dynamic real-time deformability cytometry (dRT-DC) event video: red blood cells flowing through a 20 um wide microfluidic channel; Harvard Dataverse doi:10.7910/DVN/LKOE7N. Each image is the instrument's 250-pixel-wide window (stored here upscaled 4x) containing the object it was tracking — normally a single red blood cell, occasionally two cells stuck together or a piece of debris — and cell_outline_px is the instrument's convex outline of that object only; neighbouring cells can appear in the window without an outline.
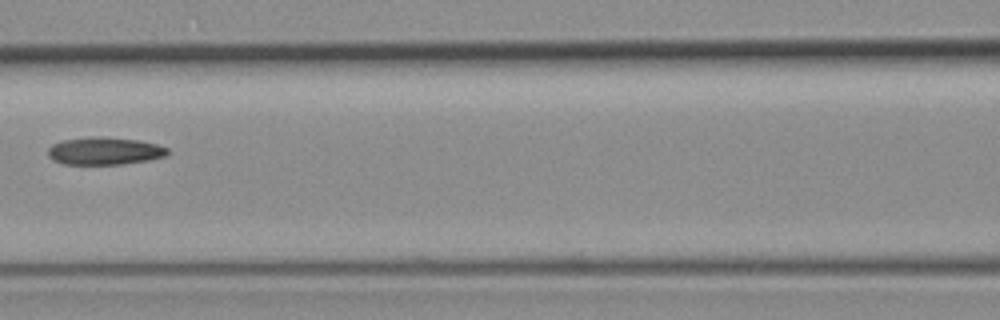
{"species": "common noctule bat (a hibernating species)", "species_latin": "Nyctalus noctula", "temperature_condition": "room temperature", "stored_images_in_passage": 3, "camera_frame_rate_fps": 3000, "um_per_image_px": 0.085, "animal": {"sex": "female", "body_mass_g": 19.3, "forearm_length_mm": 54.1}, "frame": {"image": 1, "passage_image": 3, "time_ms": 2.333, "image_size_px": [1000, 320], "cell_outline_px": [[168, 152], [164, 156], [148, 160], [120, 164], [64, 164], [52, 160], [48, 156], [48, 148], [52, 144], [64, 140], [88, 136], [100, 136], [140, 140], [156, 144], [168, 148]], "centroid_in_image_um": [8.85, 12.82], "position_along_channel_um": 157.7, "area_um2": 19.25}}